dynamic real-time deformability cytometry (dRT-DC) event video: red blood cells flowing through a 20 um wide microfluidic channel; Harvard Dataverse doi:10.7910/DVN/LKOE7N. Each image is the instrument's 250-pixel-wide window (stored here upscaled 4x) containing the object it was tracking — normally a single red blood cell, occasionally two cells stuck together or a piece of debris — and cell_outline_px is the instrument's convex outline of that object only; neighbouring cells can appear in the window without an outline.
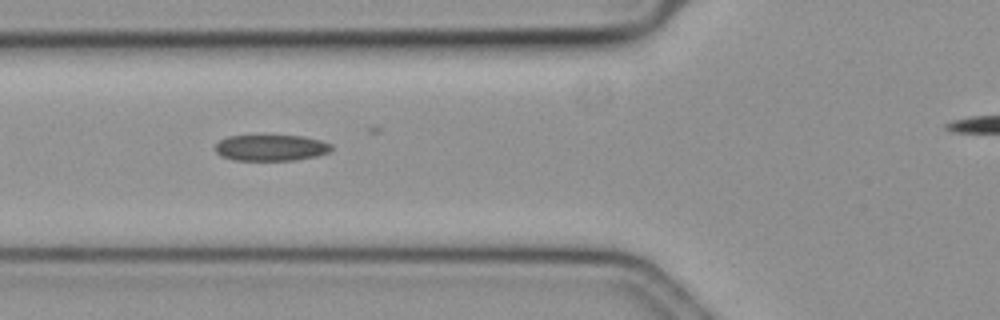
{"species": "common noctule bat (a hibernating species)", "species_latin": "Nyctalus noctula", "temperature_condition": "cold", "stored_images_in_passage": 32, "camera_frame_rate_fps": 3000, "um_per_image_px": 0.085, "animal": {"sex": "female", "body_mass_g": 19.3, "forearm_length_mm": 54.1}, "frame": {"image": 1, "passage_image": 7, "time_ms": 2.0, "image_size_px": [1000, 320], "cell_outline_px": [[332, 148], [328, 152], [316, 156], [296, 160], [232, 160], [220, 156], [216, 152], [216, 144], [220, 140], [228, 136], [304, 136], [320, 140], [332, 144]], "centroid_in_image_um": [23.03, 12.56], "position_along_channel_um": 102.8, "area_um2": 17.63}}
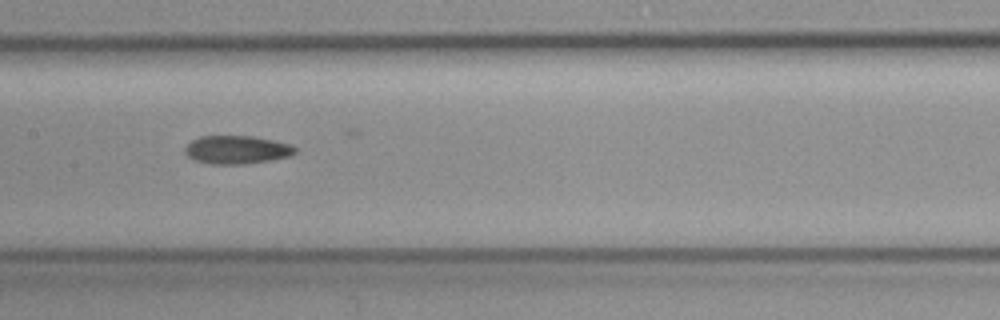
{"frame": {"image": 2, "passage_image": 14, "time_ms": 4.333, "image_size_px": [1000, 320], "cell_outline_px": [[296, 152], [288, 156], [268, 160], [244, 164], [212, 164], [196, 160], [188, 156], [184, 152], [184, 148], [192, 140], [200, 136], [252, 136], [272, 140], [288, 144], [296, 148]], "centroid_in_image_um": [20.09, 12.72], "position_along_channel_um": 187.3, "area_um2": 17.86}}
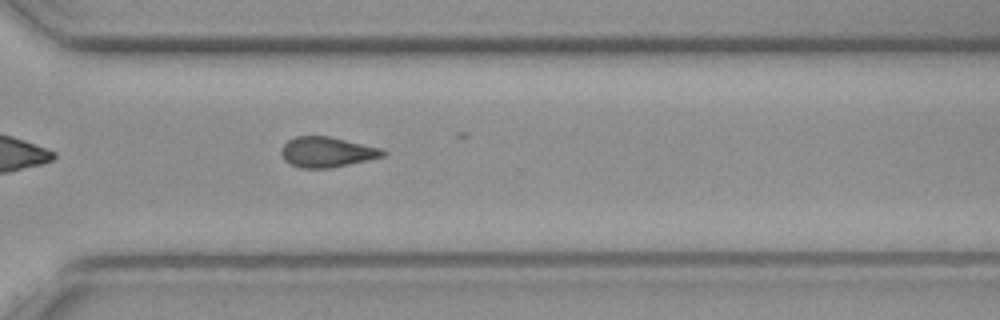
{"frame": {"image": 3, "passage_image": 27, "time_ms": 8.667, "image_size_px": [1000, 320], "cell_outline_px": [[388, 152], [384, 156], [348, 164], [328, 168], [300, 168], [288, 164], [284, 160], [280, 152], [280, 148], [288, 140], [296, 136], [328, 136], [380, 148]], "centroid_in_image_um": [27.73, 12.93], "position_along_channel_um": 342.9, "area_um2": 17.86}, "authors_computed_cell_mechanics": {"area_um2": 17.9758, "velocity_mm_per_s": 3.5969, "shape_relaxation_time_tau1_ms": null, "shape_relaxation_time_tau2_ms": 3.1855, "deformation_change_tau1": null, "deformation_change_tau2": 0.0925}}